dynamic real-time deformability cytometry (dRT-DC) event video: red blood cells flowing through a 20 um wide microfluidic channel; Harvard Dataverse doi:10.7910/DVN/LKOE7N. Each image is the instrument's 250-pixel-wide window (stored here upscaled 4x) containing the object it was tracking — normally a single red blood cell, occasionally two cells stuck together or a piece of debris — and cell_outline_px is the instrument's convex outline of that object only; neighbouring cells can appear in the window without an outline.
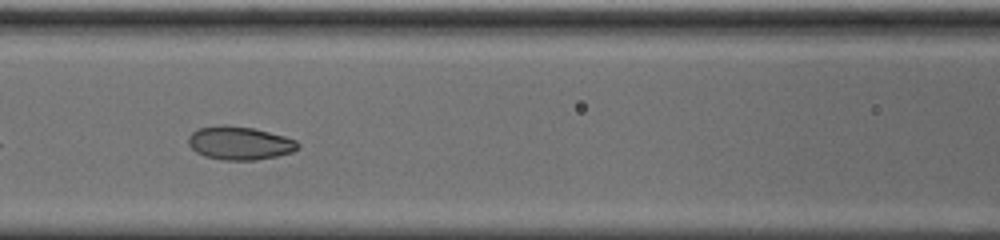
{"species": "common noctule bat (a hibernating species)", "species_latin": "Nyctalus noctula", "temperature_condition": "cold", "stored_images_in_passage": 17, "camera_frame_rate_fps": 3000, "um_per_image_px": 0.085, "animal": {"sex": "male", "body_mass_g": 20.0, "forearm_length_mm": 53.3}, "frame": {"image": 1, "passage_image": 10, "time_ms": 3.0, "image_size_px": [1000, 240], "cell_outline_px": [[300, 144], [292, 152], [276, 156], [256, 160], [224, 160], [204, 156], [196, 152], [188, 144], [188, 136], [192, 132], [200, 128], [220, 124], [228, 124], [252, 128], [284, 136], [296, 140]], "centroid_in_image_um": [20.34, 12.15], "position_along_channel_um": 146.3, "area_um2": 21.27}}